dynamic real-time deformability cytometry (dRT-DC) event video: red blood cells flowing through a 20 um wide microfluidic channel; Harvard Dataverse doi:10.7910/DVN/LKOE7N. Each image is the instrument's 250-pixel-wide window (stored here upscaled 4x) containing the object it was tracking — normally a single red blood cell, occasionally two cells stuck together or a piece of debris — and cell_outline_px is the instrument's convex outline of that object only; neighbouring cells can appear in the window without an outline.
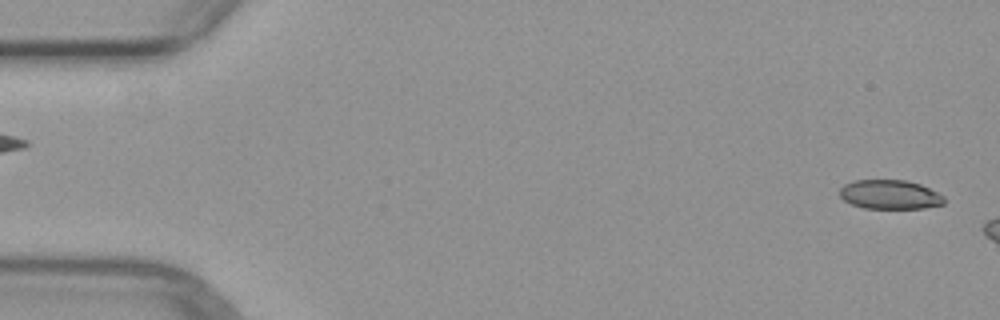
{"species": "common noctule bat (a hibernating species)", "species_latin": "Nyctalus noctula", "temperature_condition": "warm", "stored_images_in_passage": 3, "segment_of_instrument_passage": [2, 2], "camera_frame_rate_fps": 3000, "um_per_image_px": 0.085, "animal": {"sex": "female", "body_mass_g": 29.2, "forearm_length_mm": 56.3}, "frame": {"image": 1, "passage_image": 3, "time_ms": 3.333, "image_size_px": [1000, 320], "cell_outline_px": [[944, 204], [924, 208], [864, 208], [852, 204], [844, 200], [840, 196], [840, 188], [844, 184], [856, 180], [908, 180], [920, 184], [944, 196]], "centroid_in_image_um": [75.64, 16.53], "position_along_channel_um": 9.4, "area_um2": 17.69}}